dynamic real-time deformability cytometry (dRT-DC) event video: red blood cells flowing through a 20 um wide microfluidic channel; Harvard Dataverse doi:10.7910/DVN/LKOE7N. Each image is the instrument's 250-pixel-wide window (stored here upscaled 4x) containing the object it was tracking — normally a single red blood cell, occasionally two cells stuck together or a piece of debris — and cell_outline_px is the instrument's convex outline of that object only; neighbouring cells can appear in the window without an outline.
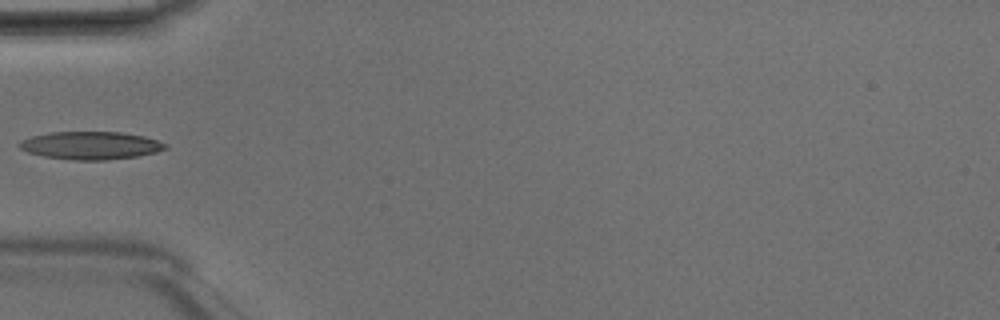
{"species": "Egyptian fruit bat (a non-hibernating species)", "species_latin": "Rousettus aegyptiacus", "temperature_condition": "room temperature", "stored_images_in_passage": 5, "camera_frame_rate_fps": 3000, "um_per_image_px": 0.085, "animal": {"sex": "male"}, "frame": {"image": 1, "passage_image": 5, "time_ms": 1.333, "image_size_px": [1000, 320], "cell_outline_px": [[168, 148], [156, 152], [136, 156], [104, 160], [72, 160], [44, 156], [28, 152], [20, 148], [16, 144], [20, 140], [32, 136], [48, 132], [120, 132], [144, 136], [168, 144]], "centroid_in_image_um": [7.68, 12.36], "position_along_channel_um": 77.3, "area_um2": 23.7}}